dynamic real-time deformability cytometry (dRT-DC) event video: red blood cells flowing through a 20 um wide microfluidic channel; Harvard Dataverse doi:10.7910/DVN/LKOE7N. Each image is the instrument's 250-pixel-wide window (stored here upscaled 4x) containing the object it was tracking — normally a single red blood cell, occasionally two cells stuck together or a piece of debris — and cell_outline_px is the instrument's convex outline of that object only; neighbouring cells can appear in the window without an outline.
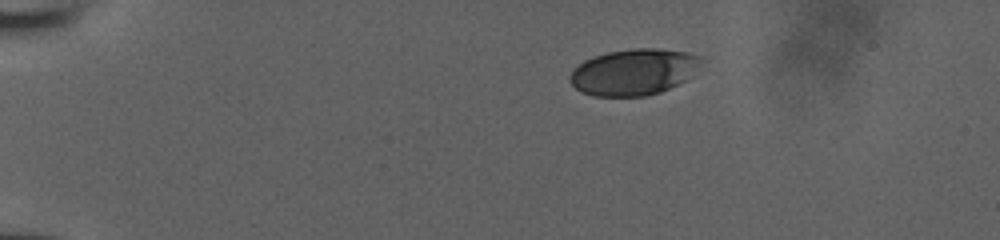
{"species": "human", "species_latin": "Homo sapiens", "temperature_condition": "room temperature", "stored_images_in_passage": 42, "camera_frame_rate_fps": 3000, "um_per_image_px": 0.085, "donor": {"sex": "male"}, "frame": {"image": 1, "passage_image": 1, "time_ms": 0.0, "image_size_px": [1000, 240], "cell_outline_px": [[700, 60], [692, 76], [660, 92], [644, 96], [592, 96], [580, 92], [568, 80], [568, 76], [584, 60], [608, 52], [632, 48], [660, 48], [688, 52], [700, 56]], "centroid_in_image_um": [53.84, 6.12], "position_along_channel_um": 31.2, "area_um2": 35.14}}
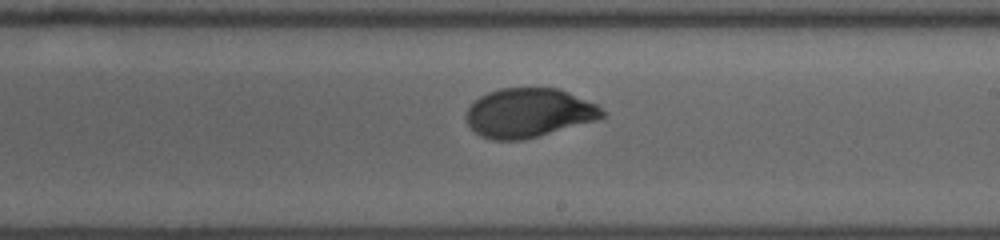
{"frame": {"image": 2, "passage_image": 23, "time_ms": 7.333, "image_size_px": [1000, 240], "cell_outline_px": [[608, 112], [604, 116], [596, 120], [536, 136], [520, 140], [492, 140], [476, 132], [468, 124], [468, 108], [480, 96], [488, 92], [500, 88], [560, 88], [596, 104]], "centroid_in_image_um": [44.98, 9.57], "position_along_channel_um": 244.0, "area_um2": 38.44}}
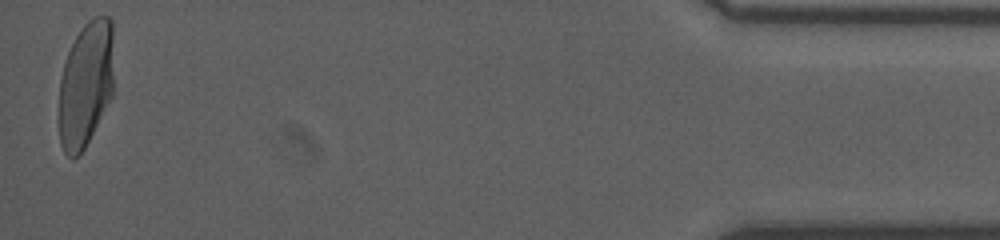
{"frame": {"image": 3, "passage_image": 42, "time_ms": 13.667, "image_size_px": [1000, 240], "cell_outline_px": [[112, 96], [84, 148], [72, 160], [64, 152], [60, 144], [56, 120], [60, 76], [68, 52], [76, 36], [84, 24], [88, 20], [96, 16], [108, 16], [112, 20]], "centroid_in_image_um": [7.23, 7.2], "position_along_channel_um": 428.0, "area_um2": 40.75}}